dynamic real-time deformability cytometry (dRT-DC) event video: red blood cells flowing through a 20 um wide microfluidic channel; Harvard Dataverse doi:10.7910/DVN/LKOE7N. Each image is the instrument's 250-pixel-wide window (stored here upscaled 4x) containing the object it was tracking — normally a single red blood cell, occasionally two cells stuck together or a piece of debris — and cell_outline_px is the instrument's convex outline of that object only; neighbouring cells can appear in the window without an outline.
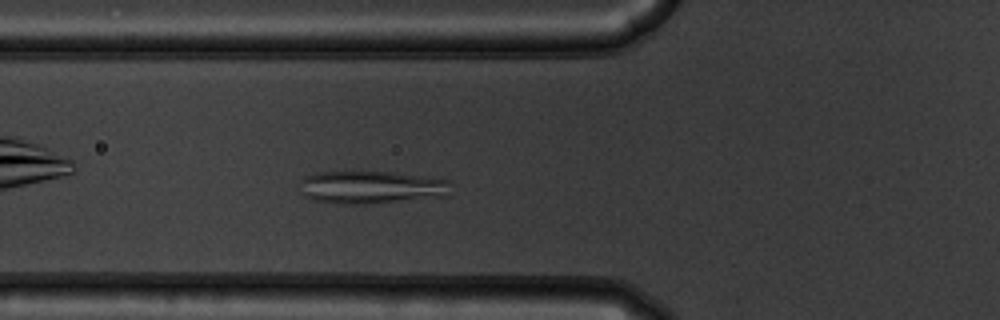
{"species": "common noctule bat (a hibernating species)", "species_latin": "Nyctalus noctula", "temperature_condition": "warm", "stored_images_in_passage": 45, "camera_frame_rate_fps": 3000, "um_per_image_px": 0.085, "animal": {"sex": "male", "body_mass_g": 19.5, "forearm_length_mm": 54.6}, "frame": {"image": 1, "passage_image": 11, "time_ms": 3.333, "image_size_px": [1000, 320], "cell_outline_px": [[448, 196], [372, 204], [336, 204], [312, 200], [304, 196], [300, 192], [300, 180], [304, 176], [316, 172], [392, 172], [424, 176], [448, 180]], "centroid_in_image_um": [31.49, 15.93], "position_along_channel_um": 94.3, "area_um2": 29.19}}
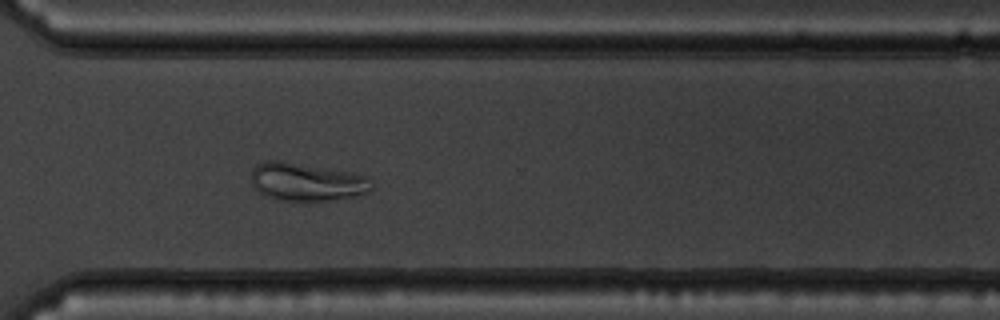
{"frame": {"image": 2, "passage_image": 31, "time_ms": 10.0, "image_size_px": [1000, 320], "cell_outline_px": [[372, 192], [352, 196], [328, 200], [280, 200], [268, 196], [260, 192], [252, 184], [252, 168], [256, 164], [268, 160], [280, 160], [352, 172], [368, 176], [372, 184]], "centroid_in_image_um": [26.09, 15.44], "position_along_channel_um": 344.5, "area_um2": 26.59}}
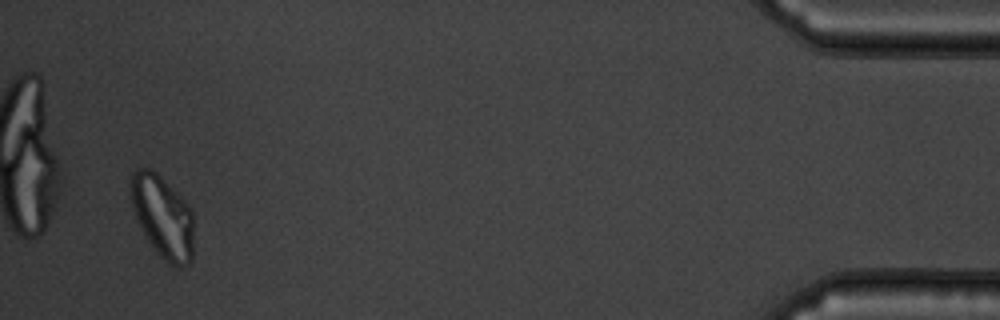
{"frame": {"image": 3, "passage_image": 43, "time_ms": 14.0, "image_size_px": [1000, 320], "cell_outline_px": [[192, 260], [188, 264], [180, 268], [172, 268], [160, 256], [148, 240], [136, 220], [132, 208], [128, 192], [128, 188], [132, 172], [136, 168], [148, 168], [156, 172], [188, 204], [192, 212]], "centroid_in_image_um": [13.78, 18.42], "position_along_channel_um": 421.4, "area_um2": 30.58}}